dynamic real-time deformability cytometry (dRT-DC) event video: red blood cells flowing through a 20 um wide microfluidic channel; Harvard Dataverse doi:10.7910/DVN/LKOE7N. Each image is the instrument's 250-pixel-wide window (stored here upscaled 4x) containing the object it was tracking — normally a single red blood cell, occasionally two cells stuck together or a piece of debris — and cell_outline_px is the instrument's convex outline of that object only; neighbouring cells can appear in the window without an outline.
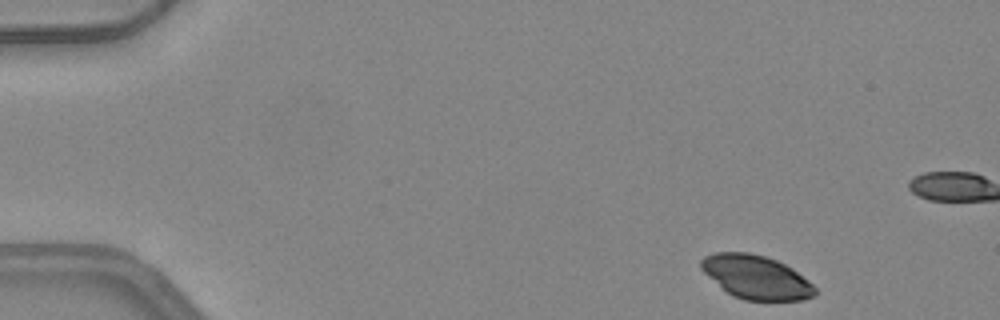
{"species": "common noctule bat (a hibernating species)", "species_latin": "Nyctalus noctula", "temperature_condition": "warm", "stored_images_in_passage": 46, "camera_frame_rate_fps": 3000, "um_per_image_px": 0.085, "animal": {"sex": "female", "body_mass_g": 24.6, "forearm_length_mm": 56.2}, "frame": {"image": 1, "passage_image": 1, "time_ms": 0.0, "image_size_px": [1000, 320], "cell_outline_px": [[816, 296], [804, 300], [744, 300], [732, 296], [704, 272], [700, 268], [700, 260], [704, 256], [712, 252], [748, 252], [764, 256], [776, 260], [792, 268], [808, 280], [816, 288]], "centroid_in_image_um": [64.27, 23.55], "position_along_channel_um": 20.7, "area_um2": 28.96}}
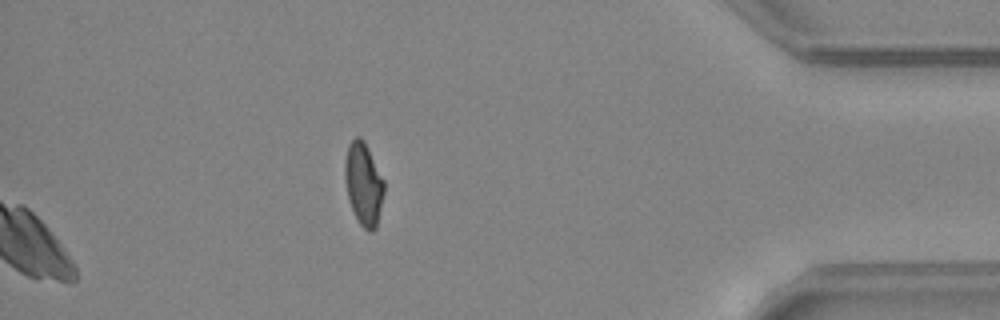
{"frame": {"image": 2, "passage_image": 46, "time_ms": 15.0, "image_size_px": [1000, 320], "cell_outline_px": [[384, 192], [376, 228], [372, 232], [368, 232], [360, 224], [352, 208], [348, 196], [344, 176], [344, 160], [348, 144], [356, 136], [360, 136], [364, 140], [384, 180]], "centroid_in_image_um": [30.89, 15.6], "position_along_channel_um": 404.3, "area_um2": 18.84}}